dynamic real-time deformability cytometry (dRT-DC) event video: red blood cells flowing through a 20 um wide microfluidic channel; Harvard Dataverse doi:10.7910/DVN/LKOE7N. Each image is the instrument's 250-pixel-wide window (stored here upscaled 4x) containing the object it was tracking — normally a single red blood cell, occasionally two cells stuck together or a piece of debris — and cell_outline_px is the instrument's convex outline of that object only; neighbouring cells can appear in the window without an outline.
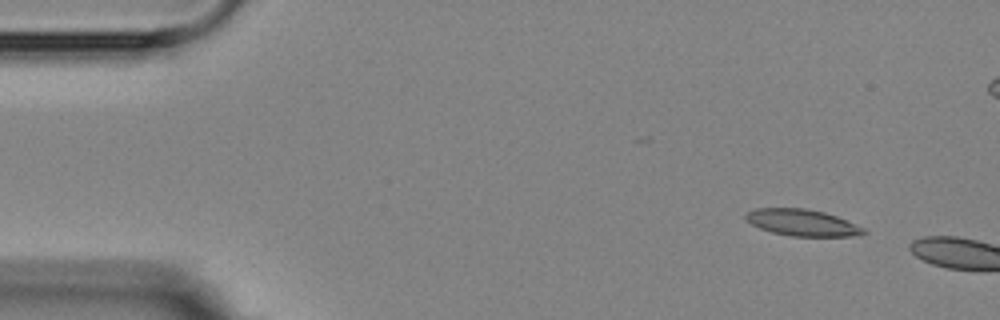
{"species": "Egyptian fruit bat (a non-hibernating species)", "species_latin": "Rousettus aegyptiacus", "temperature_condition": "room temperature", "stored_images_in_passage": 3, "camera_frame_rate_fps": 3000, "um_per_image_px": 0.085, "animal": {"sex": "female"}, "frame": {"image": 1, "passage_image": 1, "time_ms": 0.0, "image_size_px": [1000, 320], "cell_outline_px": [[868, 232], [860, 236], [792, 236], [772, 232], [760, 228], [744, 220], [744, 216], [748, 212], [756, 208], [804, 208], [824, 212], [836, 216], [864, 228]], "centroid_in_image_um": [68.19, 18.92], "position_along_channel_um": 16.8, "area_um2": 18.21}}